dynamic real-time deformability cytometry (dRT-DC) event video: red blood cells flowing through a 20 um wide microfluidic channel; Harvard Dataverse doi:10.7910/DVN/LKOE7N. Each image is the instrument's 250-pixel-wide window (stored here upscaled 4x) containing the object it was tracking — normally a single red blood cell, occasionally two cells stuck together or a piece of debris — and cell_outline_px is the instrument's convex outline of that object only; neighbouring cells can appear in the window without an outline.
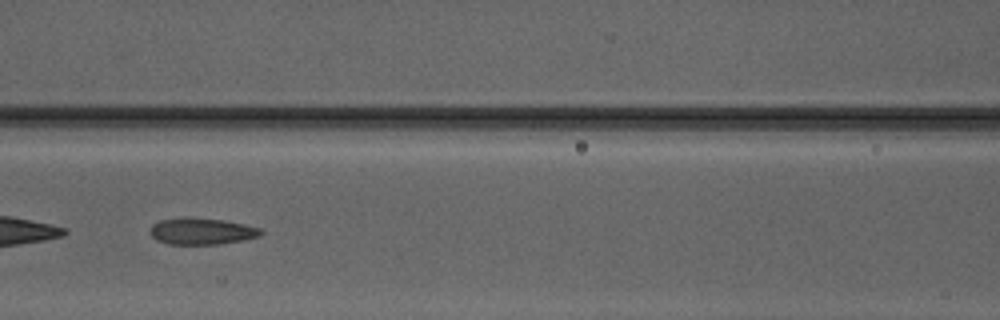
{"species": "Egyptian fruit bat (a non-hibernating species)", "species_latin": "Rousettus aegyptiacus", "temperature_condition": "warm", "stored_images_in_passage": 48, "camera_frame_rate_fps": 3000, "um_per_image_px": 0.085, "animal": {"sex": "male"}, "frame": {"image": 1, "passage_image": 21, "time_ms": 6.667, "image_size_px": [1000, 320], "cell_outline_px": [[264, 232], [260, 236], [244, 240], [216, 244], [168, 244], [156, 240], [152, 236], [152, 224], [160, 220], [188, 216], [220, 220], [244, 224], [260, 228]], "centroid_in_image_um": [17.15, 19.65], "position_along_channel_um": 149.4, "area_um2": 17.11}, "authors_computed_cell_mechanics": {"area_um2": 17.2822, "velocity_mm_per_s": 4.1995, "shape_relaxation_time_tau1_ms": null, "shape_relaxation_time_tau2_ms": 1.2575, "deformation_change_tau1": null, "deformation_change_tau2": 0.088}}